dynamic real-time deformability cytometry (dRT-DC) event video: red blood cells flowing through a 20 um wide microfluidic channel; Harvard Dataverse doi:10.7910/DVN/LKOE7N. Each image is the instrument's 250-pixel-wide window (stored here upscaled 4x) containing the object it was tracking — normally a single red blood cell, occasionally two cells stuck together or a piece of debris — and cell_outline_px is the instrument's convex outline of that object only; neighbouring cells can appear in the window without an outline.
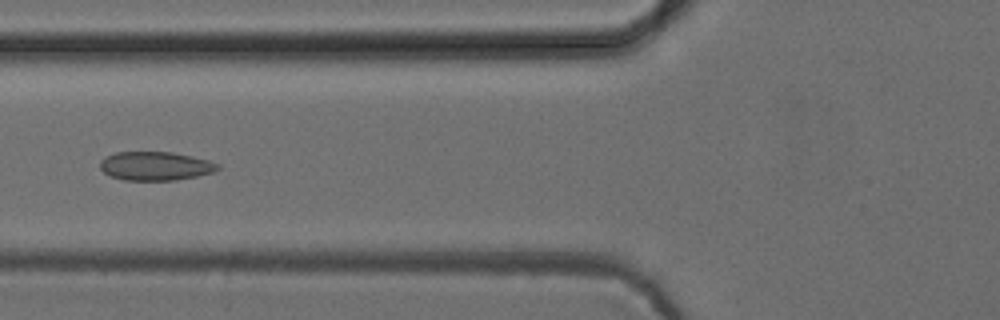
{"species": "common noctule bat (a hibernating species)", "species_latin": "Nyctalus noctula", "temperature_condition": "cold", "stored_images_in_passage": 53, "camera_frame_rate_fps": 3000, "um_per_image_px": 0.085, "animal": {"sex": "female", "body_mass_g": 24.6, "forearm_length_mm": 56.2}, "frame": {"image": 1, "passage_image": 21, "time_ms": 6.667, "image_size_px": [1000, 320], "cell_outline_px": [[220, 168], [212, 172], [196, 176], [176, 180], [124, 180], [112, 176], [104, 172], [100, 168], [100, 160], [104, 156], [116, 152], [172, 152], [192, 156], [208, 160], [220, 164]], "centroid_in_image_um": [13.2, 14.1], "position_along_channel_um": 112.6, "area_um2": 19.71}}
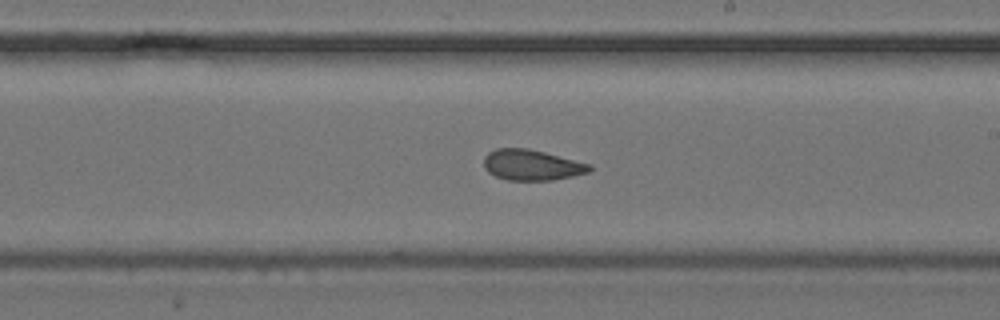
{"frame": {"image": 2, "passage_image": 31, "time_ms": 10.0, "image_size_px": [1000, 320], "cell_outline_px": [[592, 168], [588, 172], [572, 176], [552, 180], [508, 180], [496, 176], [488, 172], [484, 168], [484, 156], [488, 152], [496, 148], [528, 148], [592, 164]], "centroid_in_image_um": [45.18, 14.02], "position_along_channel_um": 243.8, "area_um2": 18.9}}
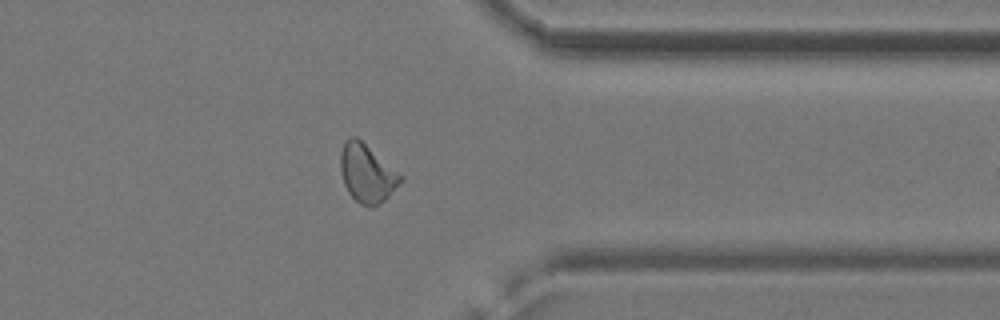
{"frame": {"image": 3, "passage_image": 42, "time_ms": 13.667, "image_size_px": [1000, 320], "cell_outline_px": [[404, 180], [384, 200], [372, 208], [368, 208], [360, 204], [348, 192], [344, 184], [340, 172], [340, 152], [344, 140], [348, 136], [356, 136], [400, 176]], "centroid_in_image_um": [31.12, 14.75], "position_along_channel_um": 380.3, "area_um2": 20.0}, "authors_computed_cell_mechanics": {"area_um2": 19.9988, "velocity_mm_per_s": 3.9346, "shape_relaxation_time_tau1_ms": 7.068, "shape_relaxation_time_tau2_ms": 1.871, "deformation_change_tau1": 0.1207, "deformation_change_tau2": 0.0528}}